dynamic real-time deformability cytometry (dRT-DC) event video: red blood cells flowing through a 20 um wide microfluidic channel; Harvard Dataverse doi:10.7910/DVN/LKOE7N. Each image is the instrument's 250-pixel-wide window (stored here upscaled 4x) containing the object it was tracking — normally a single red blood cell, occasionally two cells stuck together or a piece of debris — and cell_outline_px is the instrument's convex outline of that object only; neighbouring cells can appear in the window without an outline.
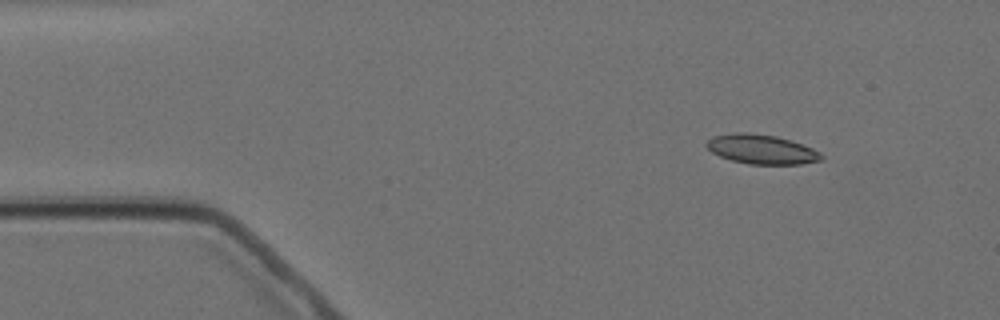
{"species": "Egyptian fruit bat (a non-hibernating species)", "species_latin": "Rousettus aegyptiacus", "temperature_condition": "cold", "stored_images_in_passage": 4, "camera_frame_rate_fps": 3000, "um_per_image_px": 0.085, "animal": {"sex": "female"}, "frame": {"image": 1, "passage_image": 2, "time_ms": 1.333, "image_size_px": [1000, 320], "cell_outline_px": [[824, 160], [800, 164], [748, 164], [732, 160], [720, 156], [712, 152], [704, 144], [712, 136], [736, 132], [744, 132], [776, 136], [792, 140], [812, 148], [820, 152], [824, 156]], "centroid_in_image_um": [64.75, 12.69], "position_along_channel_um": 20.3, "area_um2": 19.77}}